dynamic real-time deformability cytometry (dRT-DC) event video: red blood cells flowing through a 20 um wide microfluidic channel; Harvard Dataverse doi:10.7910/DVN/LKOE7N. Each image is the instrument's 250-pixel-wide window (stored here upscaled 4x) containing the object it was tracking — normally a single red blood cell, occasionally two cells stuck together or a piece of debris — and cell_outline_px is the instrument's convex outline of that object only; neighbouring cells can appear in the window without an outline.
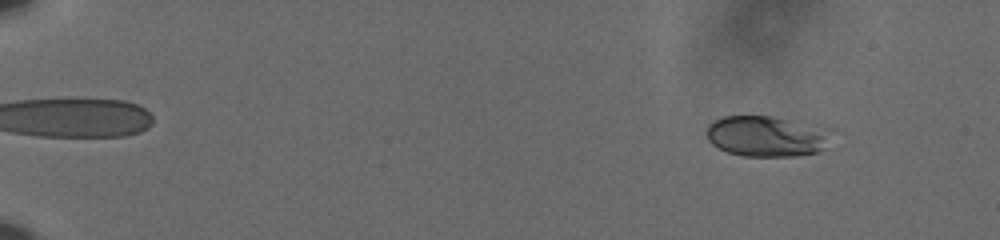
{"species": "human", "species_latin": "Homo sapiens", "temperature_condition": "cold", "stored_images_in_passage": 60, "camera_frame_rate_fps": 3000, "um_per_image_px": 0.085, "donor": {"sex": "male"}, "frame": {"image": 1, "passage_image": 7, "time_ms": 2.0, "image_size_px": [1000, 240], "cell_outline_px": [[840, 132], [824, 148], [816, 152], [796, 156], [744, 156], [728, 152], [712, 144], [708, 140], [708, 124], [712, 120], [724, 116], [772, 116], [820, 124], [836, 128]], "centroid_in_image_um": [65.35, 11.55], "position_along_channel_um": 19.6, "area_um2": 30.81}}
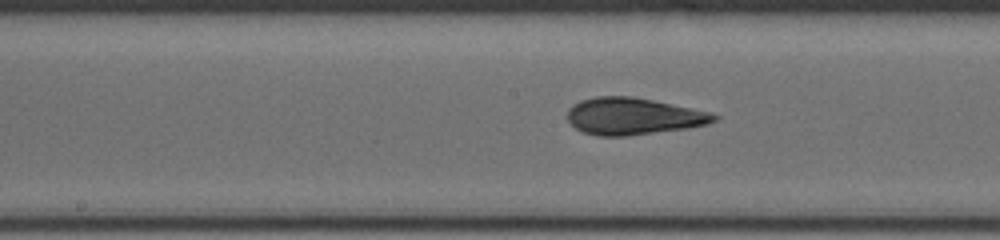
{"frame": {"image": 2, "passage_image": 34, "time_ms": 11.0, "image_size_px": [1000, 240], "cell_outline_px": [[720, 116], [716, 120], [704, 124], [688, 128], [628, 136], [596, 136], [584, 132], [576, 128], [568, 120], [568, 108], [572, 104], [580, 100], [596, 96], [632, 96], [712, 112]], "centroid_in_image_um": [53.81, 9.88], "position_along_channel_um": 194.4, "area_um2": 31.56}}
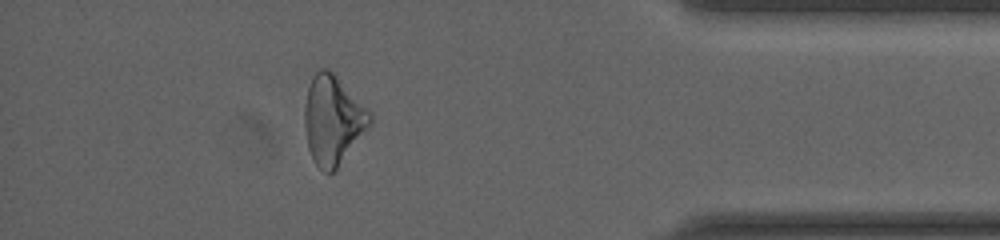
{"frame": {"image": 3, "passage_image": 54, "time_ms": 17.667, "image_size_px": [1000, 240], "cell_outline_px": [[372, 124], [336, 168], [332, 172], [324, 172], [312, 160], [308, 148], [304, 124], [304, 104], [308, 88], [312, 76], [320, 68], [328, 68], [372, 112]], "centroid_in_image_um": [28.29, 10.18], "position_along_channel_um": 406.9, "area_um2": 33.76}, "authors_computed_cell_mechanics": {"area_um2": 30.8074, "velocity_mm_per_s": 3.6221, "shape_relaxation_time_tau1_ms": 6.3206, "shape_relaxation_time_tau2_ms": 2.45, "deformation_change_tau1": 0.1697, "deformation_change_tau2": 0.0792}}